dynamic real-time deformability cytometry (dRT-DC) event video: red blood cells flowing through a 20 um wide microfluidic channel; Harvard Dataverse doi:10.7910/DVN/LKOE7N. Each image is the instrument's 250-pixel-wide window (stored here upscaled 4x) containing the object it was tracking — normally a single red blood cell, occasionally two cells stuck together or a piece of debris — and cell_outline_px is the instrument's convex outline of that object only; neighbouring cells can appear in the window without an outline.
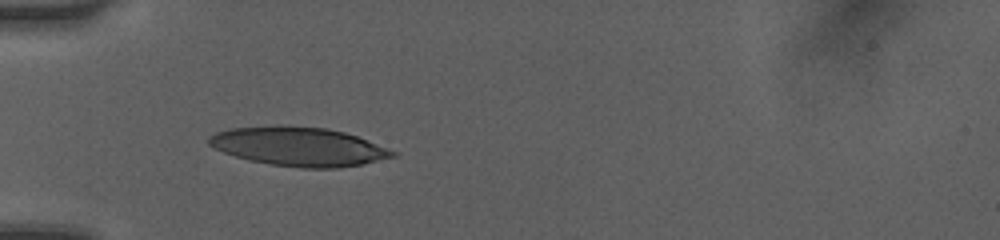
{"species": "human", "species_latin": "Homo sapiens", "temperature_condition": "room temperature", "stored_images_in_passage": 7, "camera_frame_rate_fps": 3000, "um_per_image_px": 0.085, "donor": {"sex": "female"}, "frame": {"image": 1, "passage_image": 6, "time_ms": 5.0, "image_size_px": [1000, 240], "cell_outline_px": [[396, 156], [364, 164], [340, 168], [300, 168], [268, 164], [236, 156], [224, 152], [208, 144], [208, 136], [216, 132], [228, 128], [280, 124], [324, 128], [344, 132], [356, 136], [396, 152]], "centroid_in_image_um": [25.36, 12.45], "position_along_channel_um": 59.6, "area_um2": 41.73}}
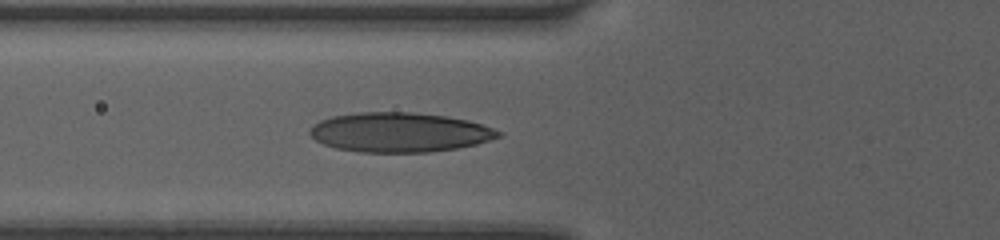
{"frame": {"image": 2, "passage_image": 7, "time_ms": 6.0, "image_size_px": [1000, 240], "cell_outline_px": [[504, 132], [500, 136], [476, 144], [456, 148], [428, 152], [360, 152], [336, 148], [324, 144], [316, 140], [308, 132], [320, 120], [332, 116], [360, 112], [412, 112], [448, 116], [468, 120]], "centroid_in_image_um": [33.97, 11.24], "position_along_channel_um": 91.8, "area_um2": 43.23}}